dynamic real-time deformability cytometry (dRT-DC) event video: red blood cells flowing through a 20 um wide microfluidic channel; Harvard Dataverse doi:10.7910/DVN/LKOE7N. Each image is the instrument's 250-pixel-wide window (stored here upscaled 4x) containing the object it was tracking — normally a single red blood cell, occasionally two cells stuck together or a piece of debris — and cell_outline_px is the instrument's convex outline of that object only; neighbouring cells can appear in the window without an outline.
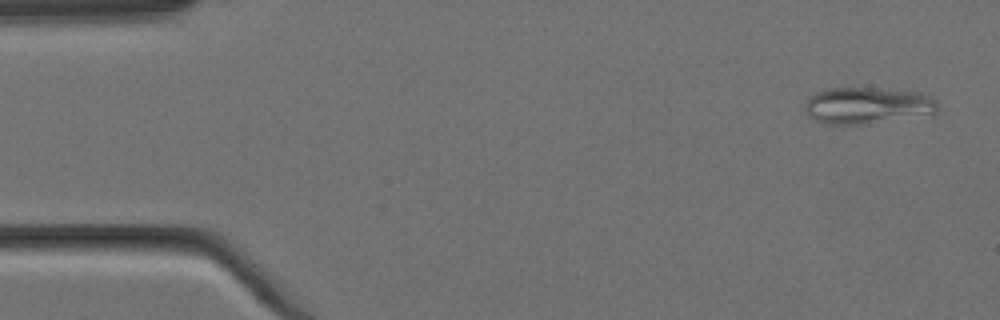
{"species": "Egyptian fruit bat (a non-hibernating species)", "species_latin": "Rousettus aegyptiacus", "temperature_condition": "cold", "stored_images_in_passage": 4, "camera_frame_rate_fps": 3000, "um_per_image_px": 0.085, "animal": {"sex": "female"}, "frame": {"image": 1, "passage_image": 1, "time_ms": 0.0, "image_size_px": [1000, 320], "cell_outline_px": [[936, 112], [932, 116], [868, 124], [828, 124], [816, 120], [808, 116], [804, 108], [804, 104], [808, 96], [824, 88], [880, 88], [920, 92], [932, 96], [936, 100]], "centroid_in_image_um": [73.77, 8.98], "position_along_channel_um": 11.2, "area_um2": 29.13}}